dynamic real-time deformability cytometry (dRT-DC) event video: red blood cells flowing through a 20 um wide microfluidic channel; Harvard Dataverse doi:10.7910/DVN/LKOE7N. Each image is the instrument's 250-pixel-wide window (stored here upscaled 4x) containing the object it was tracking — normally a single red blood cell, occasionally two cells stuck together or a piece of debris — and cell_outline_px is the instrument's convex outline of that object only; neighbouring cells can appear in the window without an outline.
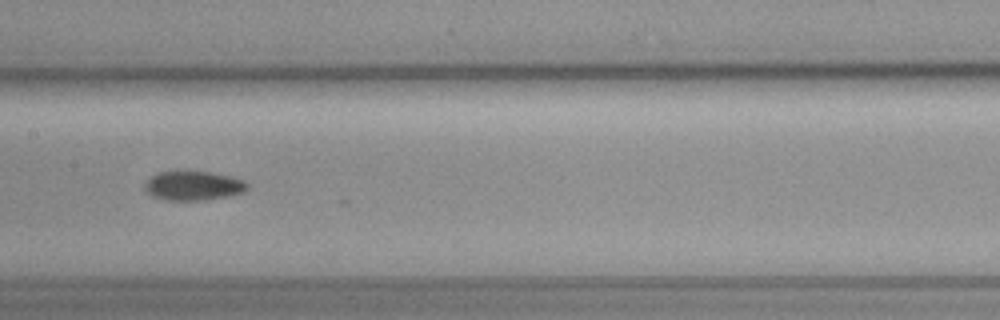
{"species": "common noctule bat (a hibernating species)", "species_latin": "Nyctalus noctula", "temperature_condition": "cold", "stored_images_in_passage": 25, "camera_frame_rate_fps": 3000, "um_per_image_px": 0.085, "animal": {"sex": "female", "body_mass_g": 19.3, "forearm_length_mm": 54.1}, "frame": {"image": 1, "passage_image": 13, "time_ms": 4.0, "image_size_px": [1000, 320], "cell_outline_px": [[248, 188], [244, 192], [228, 196], [204, 200], [164, 200], [152, 196], [144, 188], [144, 184], [156, 172], [212, 172], [244, 180], [248, 184]], "centroid_in_image_um": [16.44, 15.8], "position_along_channel_um": 191.0, "area_um2": 17.34}}